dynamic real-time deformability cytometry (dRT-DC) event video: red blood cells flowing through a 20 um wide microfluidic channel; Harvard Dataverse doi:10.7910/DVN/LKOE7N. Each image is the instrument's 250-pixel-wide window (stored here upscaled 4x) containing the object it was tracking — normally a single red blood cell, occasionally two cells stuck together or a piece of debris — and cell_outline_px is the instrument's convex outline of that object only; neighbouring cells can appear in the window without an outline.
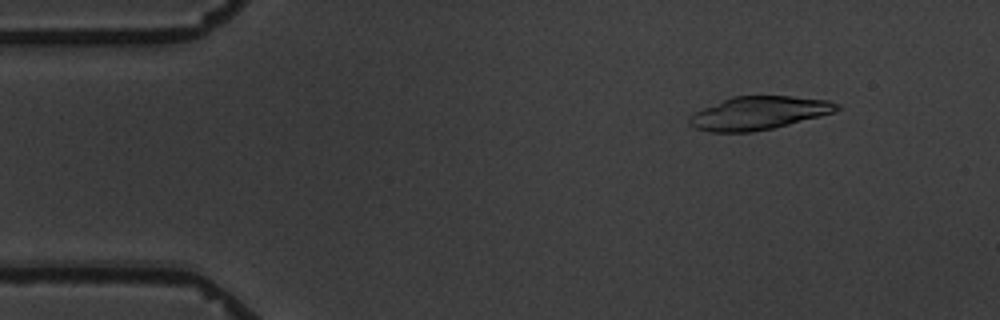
{"species": "common noctule bat (a hibernating species)", "species_latin": "Nyctalus noctula", "temperature_condition": "warm", "stored_images_in_passage": 4, "camera_frame_rate_fps": 3000, "um_per_image_px": 0.085, "animal": {"sex": "male", "body_mass_g": 19.5, "forearm_length_mm": 54.6}, "frame": {"image": 1, "passage_image": 2, "time_ms": 1.333, "image_size_px": [1000, 320], "cell_outline_px": [[844, 108], [820, 116], [772, 128], [752, 132], [708, 132], [696, 128], [688, 124], [688, 116], [704, 108], [732, 96], [792, 96], [828, 100], [840, 104]], "centroid_in_image_um": [64.5, 9.61], "position_along_channel_um": 20.5, "area_um2": 28.44}}
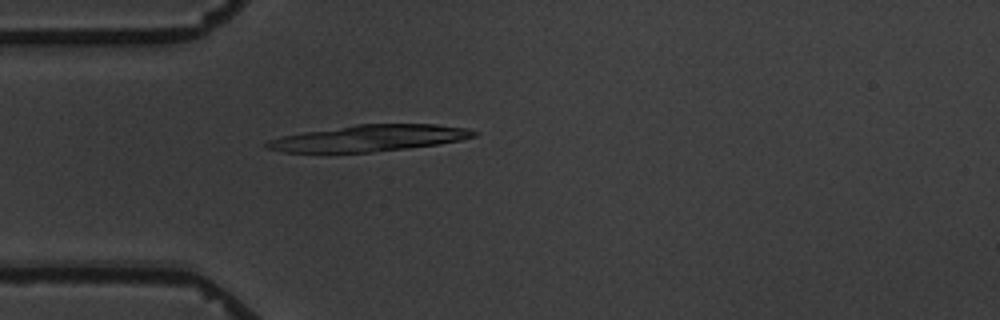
{"frame": {"image": 2, "passage_image": 4, "time_ms": 4.333, "image_size_px": [1000, 320], "cell_outline_px": [[480, 132], [476, 136], [460, 140], [436, 144], [372, 152], [284, 152], [264, 148], [264, 144], [268, 140], [284, 136], [304, 132], [356, 124], [436, 124], [468, 128]], "centroid_in_image_um": [31.39, 11.73], "position_along_channel_um": 53.6, "area_um2": 31.62}}